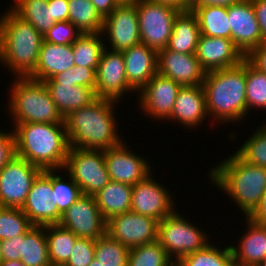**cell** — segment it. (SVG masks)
Wrapping results in <instances>:
<instances>
[{
    "label": "cell",
    "mask_w": 266,
    "mask_h": 266,
    "mask_svg": "<svg viewBox=\"0 0 266 266\" xmlns=\"http://www.w3.org/2000/svg\"><path fill=\"white\" fill-rule=\"evenodd\" d=\"M231 40L246 56L262 44V34L251 0H240L227 7Z\"/></svg>",
    "instance_id": "obj_18"
},
{
    "label": "cell",
    "mask_w": 266,
    "mask_h": 266,
    "mask_svg": "<svg viewBox=\"0 0 266 266\" xmlns=\"http://www.w3.org/2000/svg\"><path fill=\"white\" fill-rule=\"evenodd\" d=\"M151 176L132 187L130 211L161 221L175 211V202L169 190Z\"/></svg>",
    "instance_id": "obj_17"
},
{
    "label": "cell",
    "mask_w": 266,
    "mask_h": 266,
    "mask_svg": "<svg viewBox=\"0 0 266 266\" xmlns=\"http://www.w3.org/2000/svg\"><path fill=\"white\" fill-rule=\"evenodd\" d=\"M64 169L84 195L95 196L111 181L103 150L70 147Z\"/></svg>",
    "instance_id": "obj_8"
},
{
    "label": "cell",
    "mask_w": 266,
    "mask_h": 266,
    "mask_svg": "<svg viewBox=\"0 0 266 266\" xmlns=\"http://www.w3.org/2000/svg\"><path fill=\"white\" fill-rule=\"evenodd\" d=\"M247 232L241 236L238 248L231 245L235 265L257 266L266 259V225L246 217Z\"/></svg>",
    "instance_id": "obj_25"
},
{
    "label": "cell",
    "mask_w": 266,
    "mask_h": 266,
    "mask_svg": "<svg viewBox=\"0 0 266 266\" xmlns=\"http://www.w3.org/2000/svg\"><path fill=\"white\" fill-rule=\"evenodd\" d=\"M58 224L77 237L97 240L106 234L107 220L101 214L95 196L83 194L62 214Z\"/></svg>",
    "instance_id": "obj_12"
},
{
    "label": "cell",
    "mask_w": 266,
    "mask_h": 266,
    "mask_svg": "<svg viewBox=\"0 0 266 266\" xmlns=\"http://www.w3.org/2000/svg\"><path fill=\"white\" fill-rule=\"evenodd\" d=\"M117 103L97 98L89 106L70 112L64 118L69 146L105 150L124 142L116 132L118 128L114 105Z\"/></svg>",
    "instance_id": "obj_1"
},
{
    "label": "cell",
    "mask_w": 266,
    "mask_h": 266,
    "mask_svg": "<svg viewBox=\"0 0 266 266\" xmlns=\"http://www.w3.org/2000/svg\"><path fill=\"white\" fill-rule=\"evenodd\" d=\"M119 4L121 3H134L136 0H117Z\"/></svg>",
    "instance_id": "obj_56"
},
{
    "label": "cell",
    "mask_w": 266,
    "mask_h": 266,
    "mask_svg": "<svg viewBox=\"0 0 266 266\" xmlns=\"http://www.w3.org/2000/svg\"><path fill=\"white\" fill-rule=\"evenodd\" d=\"M74 66L72 44L59 45L43 41L36 68L29 78L44 82Z\"/></svg>",
    "instance_id": "obj_24"
},
{
    "label": "cell",
    "mask_w": 266,
    "mask_h": 266,
    "mask_svg": "<svg viewBox=\"0 0 266 266\" xmlns=\"http://www.w3.org/2000/svg\"><path fill=\"white\" fill-rule=\"evenodd\" d=\"M43 41V35L11 8L0 15V64L16 78L34 72Z\"/></svg>",
    "instance_id": "obj_4"
},
{
    "label": "cell",
    "mask_w": 266,
    "mask_h": 266,
    "mask_svg": "<svg viewBox=\"0 0 266 266\" xmlns=\"http://www.w3.org/2000/svg\"><path fill=\"white\" fill-rule=\"evenodd\" d=\"M158 222L151 217L129 211L109 218L106 233L131 249L158 240Z\"/></svg>",
    "instance_id": "obj_11"
},
{
    "label": "cell",
    "mask_w": 266,
    "mask_h": 266,
    "mask_svg": "<svg viewBox=\"0 0 266 266\" xmlns=\"http://www.w3.org/2000/svg\"><path fill=\"white\" fill-rule=\"evenodd\" d=\"M82 33L69 20L56 22L44 35L46 42L66 45L73 44Z\"/></svg>",
    "instance_id": "obj_42"
},
{
    "label": "cell",
    "mask_w": 266,
    "mask_h": 266,
    "mask_svg": "<svg viewBox=\"0 0 266 266\" xmlns=\"http://www.w3.org/2000/svg\"><path fill=\"white\" fill-rule=\"evenodd\" d=\"M12 84L8 112L13 116L15 125L32 122L65 123L43 81L17 77Z\"/></svg>",
    "instance_id": "obj_6"
},
{
    "label": "cell",
    "mask_w": 266,
    "mask_h": 266,
    "mask_svg": "<svg viewBox=\"0 0 266 266\" xmlns=\"http://www.w3.org/2000/svg\"><path fill=\"white\" fill-rule=\"evenodd\" d=\"M55 171L52 170V203L63 214L83 193L70 175L69 181L64 182L62 176L55 175Z\"/></svg>",
    "instance_id": "obj_41"
},
{
    "label": "cell",
    "mask_w": 266,
    "mask_h": 266,
    "mask_svg": "<svg viewBox=\"0 0 266 266\" xmlns=\"http://www.w3.org/2000/svg\"><path fill=\"white\" fill-rule=\"evenodd\" d=\"M88 266H99L98 261L95 260V258L92 260V262Z\"/></svg>",
    "instance_id": "obj_57"
},
{
    "label": "cell",
    "mask_w": 266,
    "mask_h": 266,
    "mask_svg": "<svg viewBox=\"0 0 266 266\" xmlns=\"http://www.w3.org/2000/svg\"><path fill=\"white\" fill-rule=\"evenodd\" d=\"M98 13L104 18L119 5L117 0H90Z\"/></svg>",
    "instance_id": "obj_51"
},
{
    "label": "cell",
    "mask_w": 266,
    "mask_h": 266,
    "mask_svg": "<svg viewBox=\"0 0 266 266\" xmlns=\"http://www.w3.org/2000/svg\"><path fill=\"white\" fill-rule=\"evenodd\" d=\"M147 1L169 5L177 9L178 11L190 10V0H147Z\"/></svg>",
    "instance_id": "obj_54"
},
{
    "label": "cell",
    "mask_w": 266,
    "mask_h": 266,
    "mask_svg": "<svg viewBox=\"0 0 266 266\" xmlns=\"http://www.w3.org/2000/svg\"><path fill=\"white\" fill-rule=\"evenodd\" d=\"M15 155L42 170L64 169L70 148L65 123L14 125ZM59 168V169H58Z\"/></svg>",
    "instance_id": "obj_2"
},
{
    "label": "cell",
    "mask_w": 266,
    "mask_h": 266,
    "mask_svg": "<svg viewBox=\"0 0 266 266\" xmlns=\"http://www.w3.org/2000/svg\"><path fill=\"white\" fill-rule=\"evenodd\" d=\"M103 33H83L72 44L74 65L97 69L105 42L100 37ZM102 39V40H101Z\"/></svg>",
    "instance_id": "obj_33"
},
{
    "label": "cell",
    "mask_w": 266,
    "mask_h": 266,
    "mask_svg": "<svg viewBox=\"0 0 266 266\" xmlns=\"http://www.w3.org/2000/svg\"><path fill=\"white\" fill-rule=\"evenodd\" d=\"M196 57L206 71L237 66L245 56L231 39L200 35Z\"/></svg>",
    "instance_id": "obj_21"
},
{
    "label": "cell",
    "mask_w": 266,
    "mask_h": 266,
    "mask_svg": "<svg viewBox=\"0 0 266 266\" xmlns=\"http://www.w3.org/2000/svg\"><path fill=\"white\" fill-rule=\"evenodd\" d=\"M202 87L208 116L217 123H239L245 118L246 59L234 67L206 72Z\"/></svg>",
    "instance_id": "obj_3"
},
{
    "label": "cell",
    "mask_w": 266,
    "mask_h": 266,
    "mask_svg": "<svg viewBox=\"0 0 266 266\" xmlns=\"http://www.w3.org/2000/svg\"><path fill=\"white\" fill-rule=\"evenodd\" d=\"M2 263L20 261L21 258V235L13 239L2 240Z\"/></svg>",
    "instance_id": "obj_45"
},
{
    "label": "cell",
    "mask_w": 266,
    "mask_h": 266,
    "mask_svg": "<svg viewBox=\"0 0 266 266\" xmlns=\"http://www.w3.org/2000/svg\"><path fill=\"white\" fill-rule=\"evenodd\" d=\"M255 131L235 153L246 163L266 167V125Z\"/></svg>",
    "instance_id": "obj_40"
},
{
    "label": "cell",
    "mask_w": 266,
    "mask_h": 266,
    "mask_svg": "<svg viewBox=\"0 0 266 266\" xmlns=\"http://www.w3.org/2000/svg\"><path fill=\"white\" fill-rule=\"evenodd\" d=\"M106 31V32H105ZM111 44L112 51L122 52L141 43L136 3H121L104 17L102 33Z\"/></svg>",
    "instance_id": "obj_15"
},
{
    "label": "cell",
    "mask_w": 266,
    "mask_h": 266,
    "mask_svg": "<svg viewBox=\"0 0 266 266\" xmlns=\"http://www.w3.org/2000/svg\"><path fill=\"white\" fill-rule=\"evenodd\" d=\"M42 171L15 155L0 169V207L22 209L33 182Z\"/></svg>",
    "instance_id": "obj_10"
},
{
    "label": "cell",
    "mask_w": 266,
    "mask_h": 266,
    "mask_svg": "<svg viewBox=\"0 0 266 266\" xmlns=\"http://www.w3.org/2000/svg\"><path fill=\"white\" fill-rule=\"evenodd\" d=\"M132 187L125 183L110 181L95 195L97 206L106 220L130 211Z\"/></svg>",
    "instance_id": "obj_28"
},
{
    "label": "cell",
    "mask_w": 266,
    "mask_h": 266,
    "mask_svg": "<svg viewBox=\"0 0 266 266\" xmlns=\"http://www.w3.org/2000/svg\"><path fill=\"white\" fill-rule=\"evenodd\" d=\"M248 218L256 223L266 225V191L264 192L259 205Z\"/></svg>",
    "instance_id": "obj_52"
},
{
    "label": "cell",
    "mask_w": 266,
    "mask_h": 266,
    "mask_svg": "<svg viewBox=\"0 0 266 266\" xmlns=\"http://www.w3.org/2000/svg\"><path fill=\"white\" fill-rule=\"evenodd\" d=\"M129 251L106 233L96 240L94 258L99 266H128Z\"/></svg>",
    "instance_id": "obj_36"
},
{
    "label": "cell",
    "mask_w": 266,
    "mask_h": 266,
    "mask_svg": "<svg viewBox=\"0 0 266 266\" xmlns=\"http://www.w3.org/2000/svg\"><path fill=\"white\" fill-rule=\"evenodd\" d=\"M206 116L208 113L202 85L182 86L168 120H176L190 129L203 123Z\"/></svg>",
    "instance_id": "obj_23"
},
{
    "label": "cell",
    "mask_w": 266,
    "mask_h": 266,
    "mask_svg": "<svg viewBox=\"0 0 266 266\" xmlns=\"http://www.w3.org/2000/svg\"><path fill=\"white\" fill-rule=\"evenodd\" d=\"M48 9L56 22L68 21L69 6L68 0H48Z\"/></svg>",
    "instance_id": "obj_48"
},
{
    "label": "cell",
    "mask_w": 266,
    "mask_h": 266,
    "mask_svg": "<svg viewBox=\"0 0 266 266\" xmlns=\"http://www.w3.org/2000/svg\"><path fill=\"white\" fill-rule=\"evenodd\" d=\"M45 235L51 266H63L69 260L77 236L59 224L46 225Z\"/></svg>",
    "instance_id": "obj_31"
},
{
    "label": "cell",
    "mask_w": 266,
    "mask_h": 266,
    "mask_svg": "<svg viewBox=\"0 0 266 266\" xmlns=\"http://www.w3.org/2000/svg\"><path fill=\"white\" fill-rule=\"evenodd\" d=\"M157 73L181 86L202 85L206 71L196 54H182L168 50L158 51Z\"/></svg>",
    "instance_id": "obj_20"
},
{
    "label": "cell",
    "mask_w": 266,
    "mask_h": 266,
    "mask_svg": "<svg viewBox=\"0 0 266 266\" xmlns=\"http://www.w3.org/2000/svg\"><path fill=\"white\" fill-rule=\"evenodd\" d=\"M0 266H25L21 261H9L2 263Z\"/></svg>",
    "instance_id": "obj_55"
},
{
    "label": "cell",
    "mask_w": 266,
    "mask_h": 266,
    "mask_svg": "<svg viewBox=\"0 0 266 266\" xmlns=\"http://www.w3.org/2000/svg\"><path fill=\"white\" fill-rule=\"evenodd\" d=\"M52 170H43L35 179L22 211L33 226L54 225L62 214L52 203Z\"/></svg>",
    "instance_id": "obj_14"
},
{
    "label": "cell",
    "mask_w": 266,
    "mask_h": 266,
    "mask_svg": "<svg viewBox=\"0 0 266 266\" xmlns=\"http://www.w3.org/2000/svg\"><path fill=\"white\" fill-rule=\"evenodd\" d=\"M181 85L158 73L138 92L141 109L154 119L167 120L176 101Z\"/></svg>",
    "instance_id": "obj_19"
},
{
    "label": "cell",
    "mask_w": 266,
    "mask_h": 266,
    "mask_svg": "<svg viewBox=\"0 0 266 266\" xmlns=\"http://www.w3.org/2000/svg\"><path fill=\"white\" fill-rule=\"evenodd\" d=\"M122 53L128 84L139 92L157 74L158 52L140 43Z\"/></svg>",
    "instance_id": "obj_22"
},
{
    "label": "cell",
    "mask_w": 266,
    "mask_h": 266,
    "mask_svg": "<svg viewBox=\"0 0 266 266\" xmlns=\"http://www.w3.org/2000/svg\"><path fill=\"white\" fill-rule=\"evenodd\" d=\"M32 227L22 209L0 207V240L24 235Z\"/></svg>",
    "instance_id": "obj_39"
},
{
    "label": "cell",
    "mask_w": 266,
    "mask_h": 266,
    "mask_svg": "<svg viewBox=\"0 0 266 266\" xmlns=\"http://www.w3.org/2000/svg\"><path fill=\"white\" fill-rule=\"evenodd\" d=\"M201 32L196 15L191 11H180L173 23L167 49L182 53L196 54Z\"/></svg>",
    "instance_id": "obj_26"
},
{
    "label": "cell",
    "mask_w": 266,
    "mask_h": 266,
    "mask_svg": "<svg viewBox=\"0 0 266 266\" xmlns=\"http://www.w3.org/2000/svg\"><path fill=\"white\" fill-rule=\"evenodd\" d=\"M68 20L83 33H100L104 18L90 0H68Z\"/></svg>",
    "instance_id": "obj_34"
},
{
    "label": "cell",
    "mask_w": 266,
    "mask_h": 266,
    "mask_svg": "<svg viewBox=\"0 0 266 266\" xmlns=\"http://www.w3.org/2000/svg\"><path fill=\"white\" fill-rule=\"evenodd\" d=\"M256 19L262 34V43L266 42V0H251Z\"/></svg>",
    "instance_id": "obj_49"
},
{
    "label": "cell",
    "mask_w": 266,
    "mask_h": 266,
    "mask_svg": "<svg viewBox=\"0 0 266 266\" xmlns=\"http://www.w3.org/2000/svg\"><path fill=\"white\" fill-rule=\"evenodd\" d=\"M72 70H75L76 85L90 87L95 91L96 88V70L93 68H86L80 66H74Z\"/></svg>",
    "instance_id": "obj_47"
},
{
    "label": "cell",
    "mask_w": 266,
    "mask_h": 266,
    "mask_svg": "<svg viewBox=\"0 0 266 266\" xmlns=\"http://www.w3.org/2000/svg\"><path fill=\"white\" fill-rule=\"evenodd\" d=\"M10 8L22 19L31 23L36 30L44 35L56 21L48 9V0H14Z\"/></svg>",
    "instance_id": "obj_32"
},
{
    "label": "cell",
    "mask_w": 266,
    "mask_h": 266,
    "mask_svg": "<svg viewBox=\"0 0 266 266\" xmlns=\"http://www.w3.org/2000/svg\"><path fill=\"white\" fill-rule=\"evenodd\" d=\"M1 242H2V240H0V265L2 264V247H1Z\"/></svg>",
    "instance_id": "obj_58"
},
{
    "label": "cell",
    "mask_w": 266,
    "mask_h": 266,
    "mask_svg": "<svg viewBox=\"0 0 266 266\" xmlns=\"http://www.w3.org/2000/svg\"><path fill=\"white\" fill-rule=\"evenodd\" d=\"M127 146L122 142L103 150V155L110 180L134 186L152 174L151 166L143 156L134 154Z\"/></svg>",
    "instance_id": "obj_16"
},
{
    "label": "cell",
    "mask_w": 266,
    "mask_h": 266,
    "mask_svg": "<svg viewBox=\"0 0 266 266\" xmlns=\"http://www.w3.org/2000/svg\"><path fill=\"white\" fill-rule=\"evenodd\" d=\"M45 84H62V83H72V85H76V76L75 70L72 68L63 71L57 75H54L48 80L44 81Z\"/></svg>",
    "instance_id": "obj_50"
},
{
    "label": "cell",
    "mask_w": 266,
    "mask_h": 266,
    "mask_svg": "<svg viewBox=\"0 0 266 266\" xmlns=\"http://www.w3.org/2000/svg\"><path fill=\"white\" fill-rule=\"evenodd\" d=\"M108 50L105 47L96 69L95 95L97 98L120 102L126 92L135 90L126 79L123 53Z\"/></svg>",
    "instance_id": "obj_13"
},
{
    "label": "cell",
    "mask_w": 266,
    "mask_h": 266,
    "mask_svg": "<svg viewBox=\"0 0 266 266\" xmlns=\"http://www.w3.org/2000/svg\"><path fill=\"white\" fill-rule=\"evenodd\" d=\"M253 107L266 109V73L258 71L246 60V114Z\"/></svg>",
    "instance_id": "obj_38"
},
{
    "label": "cell",
    "mask_w": 266,
    "mask_h": 266,
    "mask_svg": "<svg viewBox=\"0 0 266 266\" xmlns=\"http://www.w3.org/2000/svg\"><path fill=\"white\" fill-rule=\"evenodd\" d=\"M240 0H190V10L192 11L195 7L205 5H218V6H230L237 3Z\"/></svg>",
    "instance_id": "obj_53"
},
{
    "label": "cell",
    "mask_w": 266,
    "mask_h": 266,
    "mask_svg": "<svg viewBox=\"0 0 266 266\" xmlns=\"http://www.w3.org/2000/svg\"><path fill=\"white\" fill-rule=\"evenodd\" d=\"M58 111L65 118L73 110L89 106L97 99L90 87L72 85V83L45 84Z\"/></svg>",
    "instance_id": "obj_27"
},
{
    "label": "cell",
    "mask_w": 266,
    "mask_h": 266,
    "mask_svg": "<svg viewBox=\"0 0 266 266\" xmlns=\"http://www.w3.org/2000/svg\"><path fill=\"white\" fill-rule=\"evenodd\" d=\"M20 255V261L25 266H51L45 226H33L24 235H21Z\"/></svg>",
    "instance_id": "obj_30"
},
{
    "label": "cell",
    "mask_w": 266,
    "mask_h": 266,
    "mask_svg": "<svg viewBox=\"0 0 266 266\" xmlns=\"http://www.w3.org/2000/svg\"><path fill=\"white\" fill-rule=\"evenodd\" d=\"M201 35L231 39V30L226 6L205 5L195 7Z\"/></svg>",
    "instance_id": "obj_29"
},
{
    "label": "cell",
    "mask_w": 266,
    "mask_h": 266,
    "mask_svg": "<svg viewBox=\"0 0 266 266\" xmlns=\"http://www.w3.org/2000/svg\"><path fill=\"white\" fill-rule=\"evenodd\" d=\"M245 59L258 71L266 73V42L253 48Z\"/></svg>",
    "instance_id": "obj_46"
},
{
    "label": "cell",
    "mask_w": 266,
    "mask_h": 266,
    "mask_svg": "<svg viewBox=\"0 0 266 266\" xmlns=\"http://www.w3.org/2000/svg\"><path fill=\"white\" fill-rule=\"evenodd\" d=\"M141 43L157 52L165 49L172 34L177 9L147 0H136Z\"/></svg>",
    "instance_id": "obj_9"
},
{
    "label": "cell",
    "mask_w": 266,
    "mask_h": 266,
    "mask_svg": "<svg viewBox=\"0 0 266 266\" xmlns=\"http://www.w3.org/2000/svg\"><path fill=\"white\" fill-rule=\"evenodd\" d=\"M96 240L77 237L69 260L63 266H88L94 259Z\"/></svg>",
    "instance_id": "obj_43"
},
{
    "label": "cell",
    "mask_w": 266,
    "mask_h": 266,
    "mask_svg": "<svg viewBox=\"0 0 266 266\" xmlns=\"http://www.w3.org/2000/svg\"><path fill=\"white\" fill-rule=\"evenodd\" d=\"M158 240L131 248L128 256V266H174Z\"/></svg>",
    "instance_id": "obj_37"
},
{
    "label": "cell",
    "mask_w": 266,
    "mask_h": 266,
    "mask_svg": "<svg viewBox=\"0 0 266 266\" xmlns=\"http://www.w3.org/2000/svg\"><path fill=\"white\" fill-rule=\"evenodd\" d=\"M225 159L211 168L208 176L248 217L266 191V167L246 163L235 152Z\"/></svg>",
    "instance_id": "obj_5"
},
{
    "label": "cell",
    "mask_w": 266,
    "mask_h": 266,
    "mask_svg": "<svg viewBox=\"0 0 266 266\" xmlns=\"http://www.w3.org/2000/svg\"><path fill=\"white\" fill-rule=\"evenodd\" d=\"M178 266H235L230 246L219 249L211 243L203 249L185 255L178 263Z\"/></svg>",
    "instance_id": "obj_35"
},
{
    "label": "cell",
    "mask_w": 266,
    "mask_h": 266,
    "mask_svg": "<svg viewBox=\"0 0 266 266\" xmlns=\"http://www.w3.org/2000/svg\"><path fill=\"white\" fill-rule=\"evenodd\" d=\"M158 241L175 264L185 255L203 249L210 243L201 228L199 230V227L189 223L176 210L158 222Z\"/></svg>",
    "instance_id": "obj_7"
},
{
    "label": "cell",
    "mask_w": 266,
    "mask_h": 266,
    "mask_svg": "<svg viewBox=\"0 0 266 266\" xmlns=\"http://www.w3.org/2000/svg\"><path fill=\"white\" fill-rule=\"evenodd\" d=\"M12 132L0 130V169H2L12 158L15 157V138Z\"/></svg>",
    "instance_id": "obj_44"
},
{
    "label": "cell",
    "mask_w": 266,
    "mask_h": 266,
    "mask_svg": "<svg viewBox=\"0 0 266 266\" xmlns=\"http://www.w3.org/2000/svg\"><path fill=\"white\" fill-rule=\"evenodd\" d=\"M257 266H266V259L260 262Z\"/></svg>",
    "instance_id": "obj_59"
}]
</instances>
